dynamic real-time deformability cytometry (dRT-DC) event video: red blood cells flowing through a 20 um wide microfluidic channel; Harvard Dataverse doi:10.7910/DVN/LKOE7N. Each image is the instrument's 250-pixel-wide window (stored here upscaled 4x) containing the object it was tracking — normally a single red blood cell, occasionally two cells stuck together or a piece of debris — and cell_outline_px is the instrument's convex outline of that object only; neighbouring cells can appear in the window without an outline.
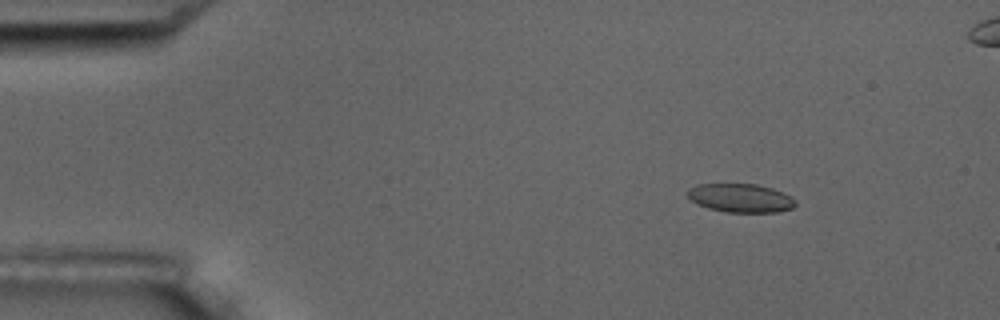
{"species": "common noctule bat (a hibernating species)", "species_latin": "Nyctalus noctula", "temperature_condition": "room temperature", "stored_images_in_passage": 6, "camera_frame_rate_fps": 3000, "um_per_image_px": 0.085, "animal": {"sex": "male", "body_mass_g": 17.5, "forearm_length_mm": 52.3}, "frame": {"image": 1, "passage_image": 2, "time_ms": 2.0, "image_size_px": [1000, 320], "cell_outline_px": [[796, 204], [792, 208], [776, 212], [724, 212], [708, 208], [696, 204], [688, 196], [688, 188], [696, 184], [756, 184], [772, 188], [792, 196], [796, 200]], "centroid_in_image_um": [62.95, 16.83], "position_along_channel_um": 22.1, "area_um2": 18.09}}